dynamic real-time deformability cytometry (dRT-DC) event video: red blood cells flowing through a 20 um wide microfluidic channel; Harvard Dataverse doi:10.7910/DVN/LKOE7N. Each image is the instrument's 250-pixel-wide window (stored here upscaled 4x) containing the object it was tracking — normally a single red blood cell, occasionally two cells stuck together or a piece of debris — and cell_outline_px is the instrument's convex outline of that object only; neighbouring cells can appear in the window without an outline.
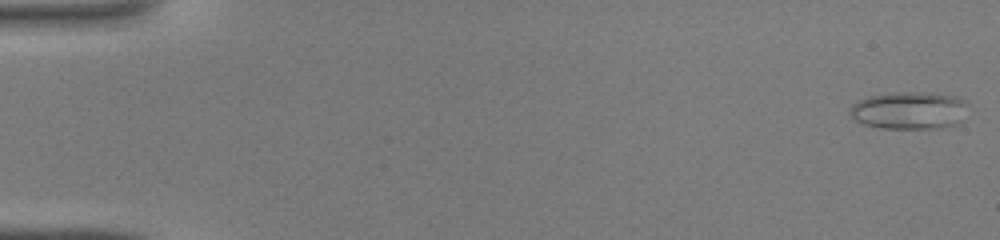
{"species": "common noctule bat (a hibernating species)", "species_latin": "Nyctalus noctula", "temperature_condition": "warm", "stored_images_in_passage": 44, "camera_frame_rate_fps": 3000, "um_per_image_px": 0.085, "animal": {"sex": "male", "body_mass_g": 19.0, "forearm_length_mm": 50.8}, "frame": {"image": 1, "passage_image": 1, "time_ms": 0.0, "image_size_px": [1000, 240], "cell_outline_px": [[968, 104], [960, 124], [940, 128], [880, 128], [864, 124], [856, 120], [848, 112], [852, 104], [868, 96], [892, 92], [928, 92], [952, 96], [964, 100]], "centroid_in_image_um": [77.29, 9.38], "position_along_channel_um": 7.7, "area_um2": 25.95}}
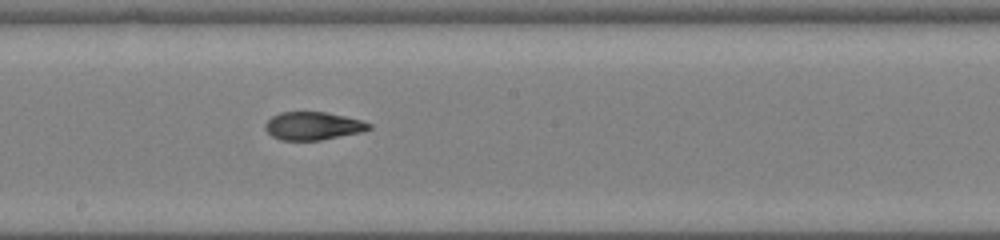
{"frame": {"image": 2, "passage_image": 25, "time_ms": 8.0, "image_size_px": [1000, 240], "cell_outline_px": [[372, 128], [360, 132], [320, 140], [280, 140], [272, 136], [264, 128], [264, 124], [272, 116], [280, 112], [328, 112], [360, 120], [372, 124]], "centroid_in_image_um": [26.58, 10.7], "position_along_channel_um": 221.6, "area_um2": 16.88}}
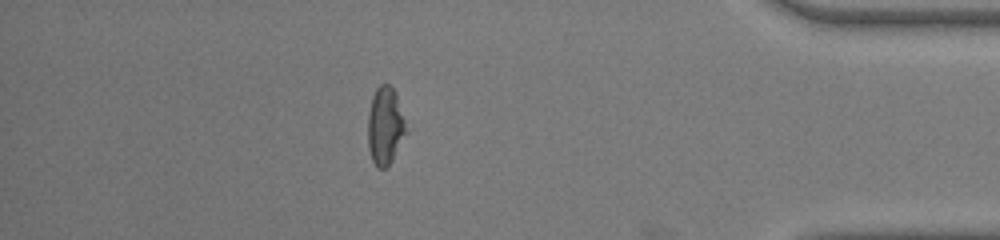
{"frame": {"image": 3, "passage_image": 39, "time_ms": 12.667, "image_size_px": [1000, 240], "cell_outline_px": [[408, 132], [392, 160], [384, 168], [376, 168], [372, 160], [368, 148], [368, 116], [372, 96], [376, 88], [380, 84], [388, 84], [396, 92]], "centroid_in_image_um": [32.74, 10.7], "position_along_channel_um": 402.5, "area_um2": 17.4}}